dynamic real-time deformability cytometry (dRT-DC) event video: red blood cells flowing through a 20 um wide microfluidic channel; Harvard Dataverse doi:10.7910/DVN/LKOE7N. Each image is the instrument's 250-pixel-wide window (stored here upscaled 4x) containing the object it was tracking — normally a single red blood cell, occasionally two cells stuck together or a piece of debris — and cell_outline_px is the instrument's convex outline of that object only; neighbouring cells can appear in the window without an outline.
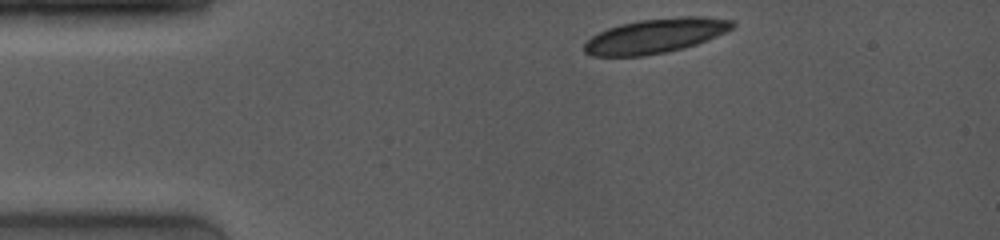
{"species": "common noctule bat (a hibernating species)", "species_latin": "Nyctalus noctula", "temperature_condition": "room temperature", "stored_images_in_passage": 4, "camera_frame_rate_fps": 4000, "um_per_image_px": 0.085, "animal": {"sex": "female", "body_mass_g": 19.0, "forearm_length_mm": 53.3}, "frame": {"image": 1, "passage_image": 1, "time_ms": 0.0, "image_size_px": [1000, 240], "cell_outline_px": [[736, 24], [732, 28], [708, 40], [684, 48], [668, 52], [640, 56], [592, 56], [584, 52], [584, 44], [592, 36], [608, 28], [620, 24], [640, 20], [680, 16], [704, 16], [732, 20]], "centroid_in_image_um": [55.72, 3.04], "position_along_channel_um": 29.3, "area_um2": 29.82}}